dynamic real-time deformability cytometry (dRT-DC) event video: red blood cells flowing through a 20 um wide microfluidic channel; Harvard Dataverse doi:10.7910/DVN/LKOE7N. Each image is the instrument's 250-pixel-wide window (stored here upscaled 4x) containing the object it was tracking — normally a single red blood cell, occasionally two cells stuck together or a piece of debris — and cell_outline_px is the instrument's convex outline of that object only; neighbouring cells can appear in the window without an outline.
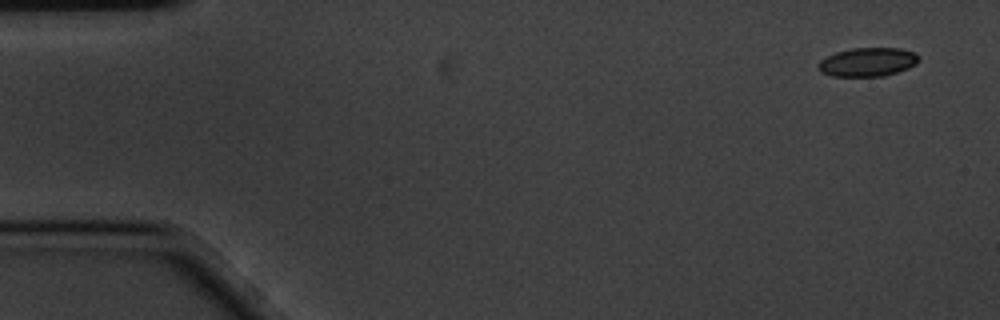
{"species": "common noctule bat (a hibernating species)", "species_latin": "Nyctalus noctula", "temperature_condition": "cold", "stored_images_in_passage": 5, "camera_frame_rate_fps": 3000, "um_per_image_px": 0.085, "animal": {"sex": "male", "body_mass_g": 20.1, "forearm_length_mm": 53.5}, "frame": {"image": 1, "passage_image": 1, "time_ms": 0.0, "image_size_px": [1000, 320], "cell_outline_px": [[920, 60], [916, 64], [908, 68], [884, 76], [832, 76], [820, 72], [816, 68], [816, 64], [820, 60], [836, 52], [852, 48], [900, 48], [916, 52], [920, 56]], "centroid_in_image_um": [73.75, 5.27], "position_along_channel_um": 11.2, "area_um2": 17.05}}
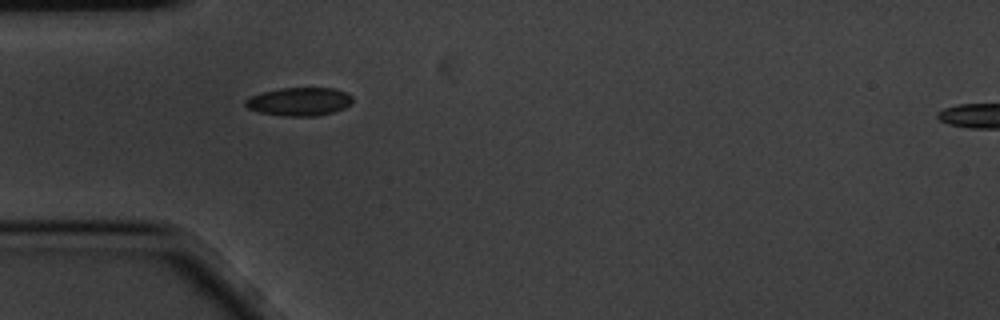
{"frame": {"image": 2, "passage_image": 4, "time_ms": 1.0, "image_size_px": [1000, 320], "cell_outline_px": [[352, 100], [344, 108], [332, 112], [316, 116], [284, 116], [260, 112], [248, 108], [244, 104], [244, 100], [252, 96], [264, 92], [280, 88], [336, 88], [352, 96]], "centroid_in_image_um": [25.43, 8.63], "position_along_channel_um": 59.6, "area_um2": 17.46}}
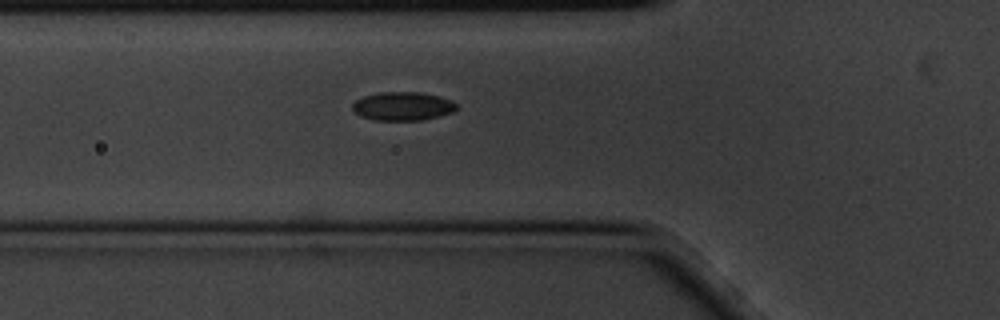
{"frame": {"image": 3, "passage_image": 5, "time_ms": 1.333, "image_size_px": [1000, 320], "cell_outline_px": [[456, 108], [452, 112], [440, 116], [420, 120], [372, 120], [360, 116], [352, 112], [352, 104], [356, 100], [364, 96], [380, 92], [420, 92], [440, 96], [452, 100], [456, 104]], "centroid_in_image_um": [34.2, 9.03], "position_along_channel_um": 91.6, "area_um2": 17.46}}